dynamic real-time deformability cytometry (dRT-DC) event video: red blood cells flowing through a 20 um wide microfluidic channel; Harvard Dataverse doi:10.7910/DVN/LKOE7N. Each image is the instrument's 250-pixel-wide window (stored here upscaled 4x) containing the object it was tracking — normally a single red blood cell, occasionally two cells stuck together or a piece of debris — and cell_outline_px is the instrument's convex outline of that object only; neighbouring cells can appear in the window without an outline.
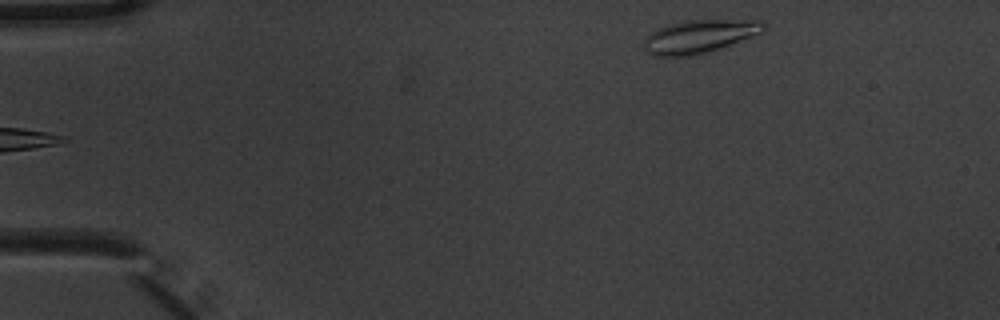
{"species": "common noctule bat (a hibernating species)", "species_latin": "Nyctalus noctula", "temperature_condition": "warm", "stored_images_in_passage": 5, "camera_frame_rate_fps": 3000, "um_per_image_px": 0.085, "animal": {"sex": "male", "body_mass_g": 20.1, "forearm_length_mm": 53.5}, "frame": {"image": 1, "passage_image": 5, "time_ms": 1.333, "image_size_px": [1000, 320], "cell_outline_px": [[764, 28], [760, 32], [752, 36], [720, 48], [692, 56], [652, 56], [644, 52], [644, 40], [652, 32], [660, 28], [684, 20], [764, 20]], "centroid_in_image_um": [59.41, 3.1], "position_along_channel_um": 25.6, "area_um2": 22.83}}